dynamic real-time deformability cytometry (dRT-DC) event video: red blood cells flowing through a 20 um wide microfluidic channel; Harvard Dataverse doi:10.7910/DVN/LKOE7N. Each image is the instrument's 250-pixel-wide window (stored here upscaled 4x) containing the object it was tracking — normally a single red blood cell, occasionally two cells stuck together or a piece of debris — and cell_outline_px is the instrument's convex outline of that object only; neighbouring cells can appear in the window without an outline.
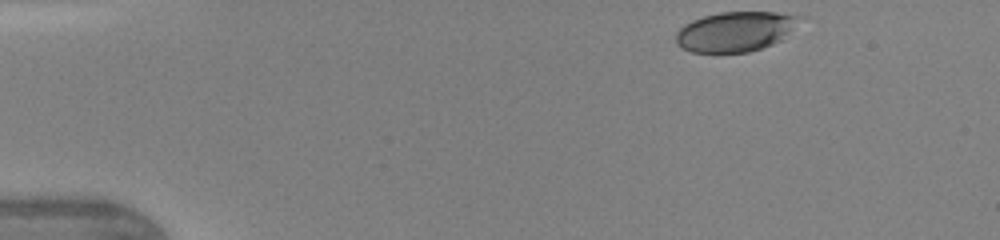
{"species": "human", "species_latin": "Homo sapiens", "temperature_condition": "warm", "stored_images_in_passage": 34, "camera_frame_rate_fps": 3000, "um_per_image_px": 0.085, "donor": {"sex": "female"}, "frame": {"image": 1, "passage_image": 1, "time_ms": 0.0, "image_size_px": [1000, 240], "cell_outline_px": [[804, 16], [780, 40], [772, 44], [748, 52], [692, 52], [680, 48], [676, 44], [676, 32], [684, 24], [692, 20], [704, 16], [720, 12], [776, 12]], "centroid_in_image_um": [62.46, 2.67], "position_along_channel_um": 22.5, "area_um2": 28.55}}
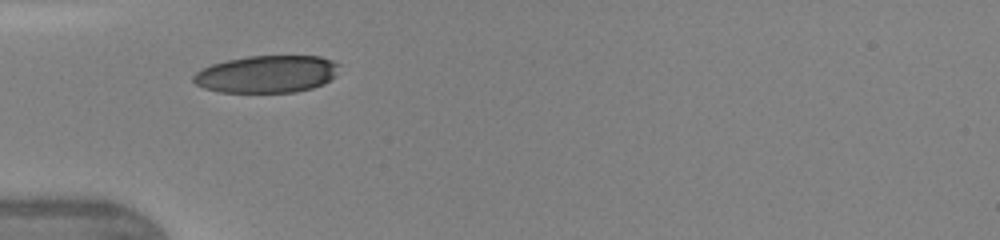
{"frame": {"image": 2, "passage_image": 10, "time_ms": 3.0, "image_size_px": [1000, 240], "cell_outline_px": [[340, 64], [336, 76], [324, 84], [312, 88], [296, 92], [220, 92], [204, 88], [196, 84], [192, 80], [192, 76], [196, 72], [212, 64], [228, 60], [248, 56], [320, 56], [332, 60]], "centroid_in_image_um": [22.71, 6.3], "position_along_channel_um": 62.3, "area_um2": 31.79}}
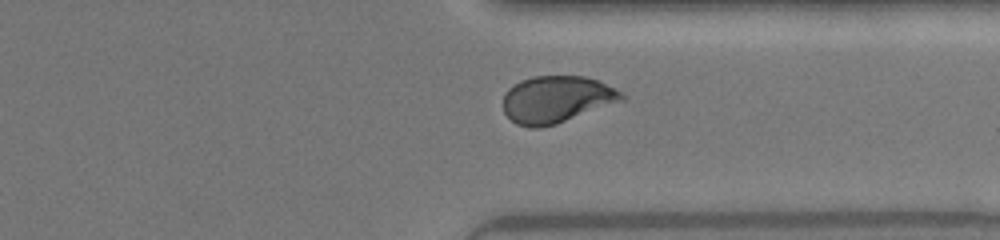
{"frame": {"image": 3, "passage_image": 31, "time_ms": 10.0, "image_size_px": [1000, 240], "cell_outline_px": [[624, 100], [556, 124], [540, 128], [532, 128], [516, 124], [504, 112], [504, 92], [508, 88], [520, 80], [532, 76], [584, 76], [596, 80], [620, 92], [624, 96]], "centroid_in_image_um": [47.25, 8.45], "position_along_channel_um": 364.1, "area_um2": 32.19}, "authors_computed_cell_mechanics": {"area_um2": 32.1946, "velocity_mm_per_s": 4.3549, "shape_relaxation_time_tau1_ms": 4.2002, "shape_relaxation_time_tau2_ms": 0.7929, "deformation_change_tau1": 0.1484, "deformation_change_tau2": 0.0615}}